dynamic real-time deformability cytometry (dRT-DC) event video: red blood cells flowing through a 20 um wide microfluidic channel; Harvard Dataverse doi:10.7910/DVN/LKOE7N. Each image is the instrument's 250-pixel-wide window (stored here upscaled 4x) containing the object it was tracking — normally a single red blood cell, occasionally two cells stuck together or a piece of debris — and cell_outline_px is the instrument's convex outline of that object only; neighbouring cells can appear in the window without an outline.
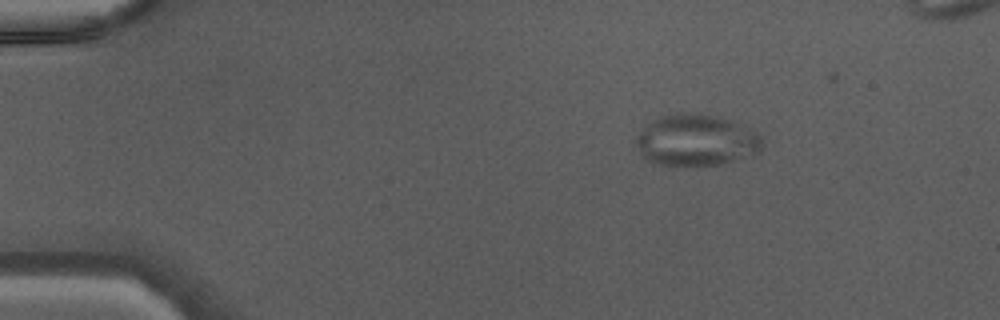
{"species": "Egyptian fruit bat (a non-hibernating species)", "species_latin": "Rousettus aegyptiacus", "temperature_condition": "warm", "stored_images_in_passage": 22, "camera_frame_rate_fps": 3000, "um_per_image_px": 0.085, "animal": {"sex": "male"}, "frame": {"image": 1, "passage_image": 7, "time_ms": 2.0, "image_size_px": [1000, 320], "cell_outline_px": [[764, 144], [760, 152], [752, 156], [720, 164], [692, 168], [656, 164], [648, 160], [640, 152], [636, 144], [636, 136], [640, 128], [644, 124], [668, 112], [700, 112], [716, 116], [740, 124], [756, 132], [760, 136]], "centroid_in_image_um": [59.15, 11.93], "position_along_channel_um": 25.8, "area_um2": 39.07}}